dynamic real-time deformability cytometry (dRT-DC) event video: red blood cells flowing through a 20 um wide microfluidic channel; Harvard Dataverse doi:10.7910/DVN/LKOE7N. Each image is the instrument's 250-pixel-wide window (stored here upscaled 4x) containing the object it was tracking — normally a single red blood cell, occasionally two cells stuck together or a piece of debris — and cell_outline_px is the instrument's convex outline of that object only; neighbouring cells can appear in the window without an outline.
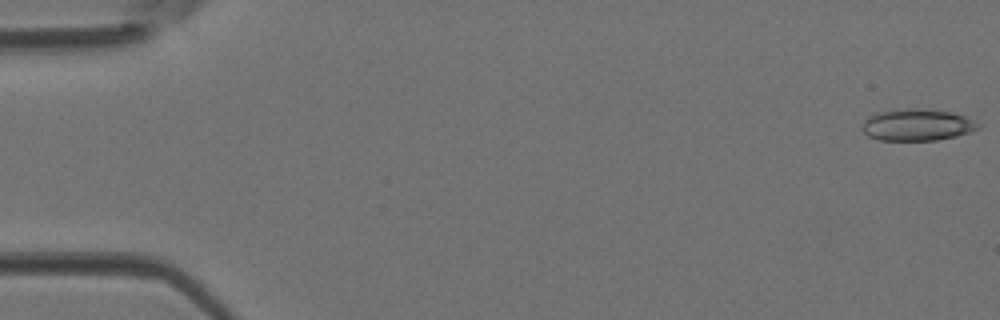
{"species": "Egyptian fruit bat (a non-hibernating species)", "species_latin": "Rousettus aegyptiacus", "temperature_condition": "room temperature", "stored_images_in_passage": 9, "camera_frame_rate_fps": 3000, "um_per_image_px": 0.085, "animal": {"sex": "female"}, "frame": {"image": 1, "passage_image": 1, "time_ms": 0.0, "image_size_px": [1000, 320], "cell_outline_px": [[980, 128], [972, 132], [956, 136], [936, 140], [880, 140], [868, 136], [860, 128], [864, 120], [872, 112], [896, 108], [912, 108], [952, 112], [964, 116], [980, 124]], "centroid_in_image_um": [77.9, 10.6], "position_along_channel_um": 7.1, "area_um2": 21.79}}